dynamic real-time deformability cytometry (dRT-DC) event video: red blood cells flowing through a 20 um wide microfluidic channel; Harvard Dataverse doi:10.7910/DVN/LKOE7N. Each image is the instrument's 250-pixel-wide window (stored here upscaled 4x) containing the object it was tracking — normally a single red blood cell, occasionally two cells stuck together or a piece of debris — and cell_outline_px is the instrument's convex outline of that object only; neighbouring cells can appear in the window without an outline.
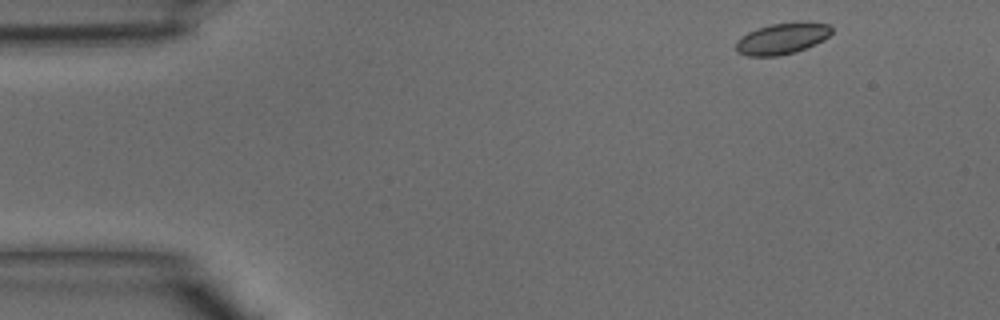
{"species": "common noctule bat (a hibernating species)", "species_latin": "Nyctalus noctula", "temperature_condition": "warm", "stored_images_in_passage": 37, "camera_frame_rate_fps": 3000, "um_per_image_px": 0.085, "animal": {"sex": "male", "body_mass_g": 15.6}, "frame": {"image": 1, "passage_image": 1, "time_ms": 0.0, "image_size_px": [1000, 320], "cell_outline_px": [[832, 32], [824, 40], [816, 44], [796, 52], [776, 56], [748, 56], [736, 52], [736, 44], [740, 36], [756, 28], [772, 24], [828, 24], [832, 28]], "centroid_in_image_um": [66.42, 3.32], "position_along_channel_um": 18.6, "area_um2": 16.94}}
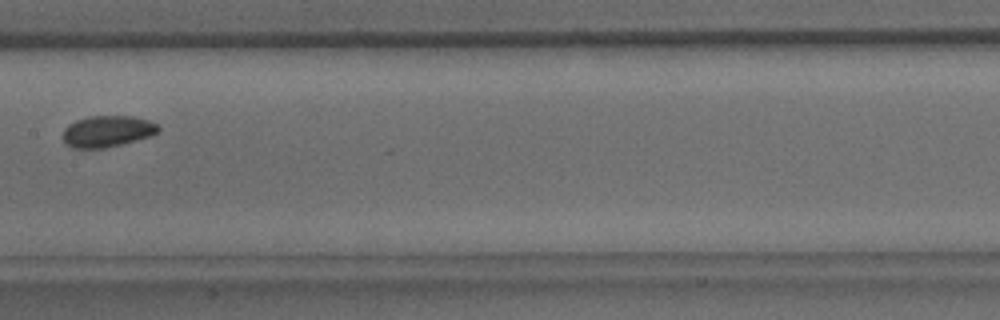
{"frame": {"image": 2, "passage_image": 17, "time_ms": 5.333, "image_size_px": [1000, 320], "cell_outline_px": [[160, 128], [152, 136], [104, 148], [72, 148], [64, 144], [64, 128], [68, 124], [76, 120], [92, 116], [132, 116], [148, 120], [160, 124]], "centroid_in_image_um": [9.13, 11.16], "position_along_channel_um": 198.3, "area_um2": 17.46}}
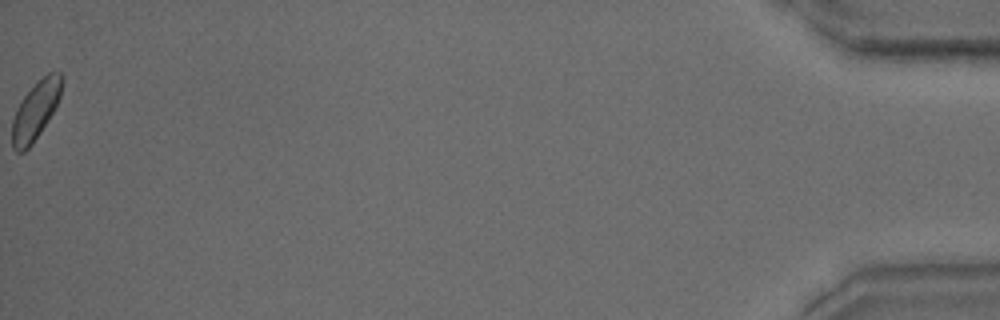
{"frame": {"image": 3, "passage_image": 37, "time_ms": 12.0, "image_size_px": [1000, 320], "cell_outline_px": [[64, 80], [60, 96], [56, 108], [32, 144], [24, 152], [16, 152], [12, 148], [12, 120], [16, 108], [20, 100], [48, 72], [60, 72], [64, 76]], "centroid_in_image_um": [3.04, 9.39], "position_along_channel_um": 432.2, "area_um2": 16.94}}